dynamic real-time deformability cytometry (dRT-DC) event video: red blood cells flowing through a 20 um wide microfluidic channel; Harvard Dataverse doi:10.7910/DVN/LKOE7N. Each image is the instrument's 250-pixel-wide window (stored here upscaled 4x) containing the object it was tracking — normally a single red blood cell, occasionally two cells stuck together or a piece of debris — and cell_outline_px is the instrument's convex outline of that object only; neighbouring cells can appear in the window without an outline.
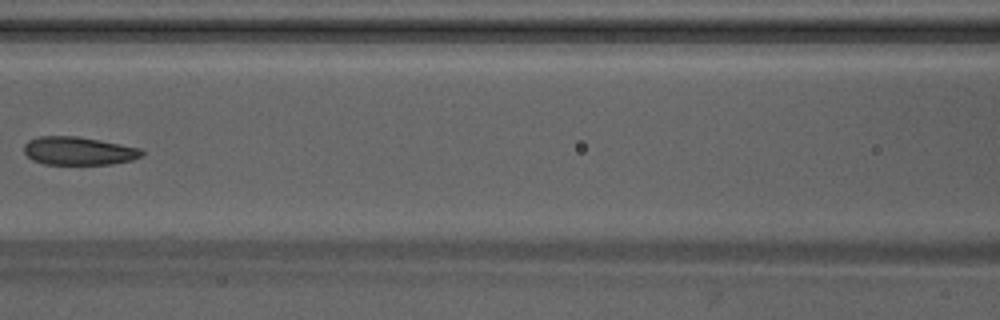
{"species": "Egyptian fruit bat (a non-hibernating species)", "species_latin": "Rousettus aegyptiacus", "temperature_condition": "warm", "stored_images_in_passage": 5, "camera_frame_rate_fps": 3000, "um_per_image_px": 0.085, "animal": {"sex": "male"}, "frame": {"image": 1, "passage_image": 5, "time_ms": 1.333, "image_size_px": [1000, 320], "cell_outline_px": [[144, 152], [140, 156], [132, 160], [112, 164], [44, 164], [32, 160], [24, 152], [24, 144], [28, 140], [40, 136], [76, 136], [100, 140], [140, 148]], "centroid_in_image_um": [6.65, 12.82], "position_along_channel_um": 159.9, "area_um2": 19.31}}